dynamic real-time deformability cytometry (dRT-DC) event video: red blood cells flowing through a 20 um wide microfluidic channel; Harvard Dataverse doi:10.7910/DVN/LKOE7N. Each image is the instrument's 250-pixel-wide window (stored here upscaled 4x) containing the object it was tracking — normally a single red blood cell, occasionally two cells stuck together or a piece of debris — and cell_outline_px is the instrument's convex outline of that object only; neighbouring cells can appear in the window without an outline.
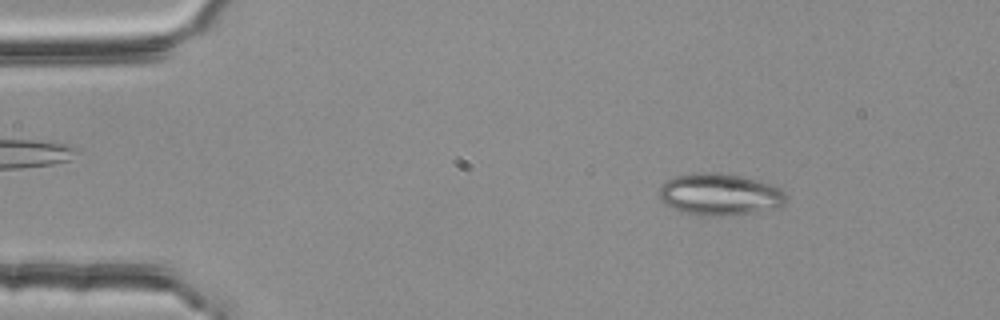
{"species": "common noctule bat (a hibernating species)", "species_latin": "Nyctalus noctula", "temperature_condition": "room temperature", "stored_images_in_passage": 4, "camera_frame_rate_fps": 3000, "um_per_image_px": 0.085, "animal": {"sex": "female", "body_mass_g": 25.1}, "frame": {"image": 1, "passage_image": 1, "time_ms": 0.0, "image_size_px": [1000, 320], "cell_outline_px": [[788, 196], [784, 204], [776, 208], [732, 216], [700, 216], [680, 212], [664, 204], [660, 200], [656, 192], [660, 184], [676, 176], [692, 172], [720, 172], [740, 176], [756, 180], [780, 188]], "centroid_in_image_um": [61.11, 16.54], "position_along_channel_um": 23.9, "area_um2": 31.62}}